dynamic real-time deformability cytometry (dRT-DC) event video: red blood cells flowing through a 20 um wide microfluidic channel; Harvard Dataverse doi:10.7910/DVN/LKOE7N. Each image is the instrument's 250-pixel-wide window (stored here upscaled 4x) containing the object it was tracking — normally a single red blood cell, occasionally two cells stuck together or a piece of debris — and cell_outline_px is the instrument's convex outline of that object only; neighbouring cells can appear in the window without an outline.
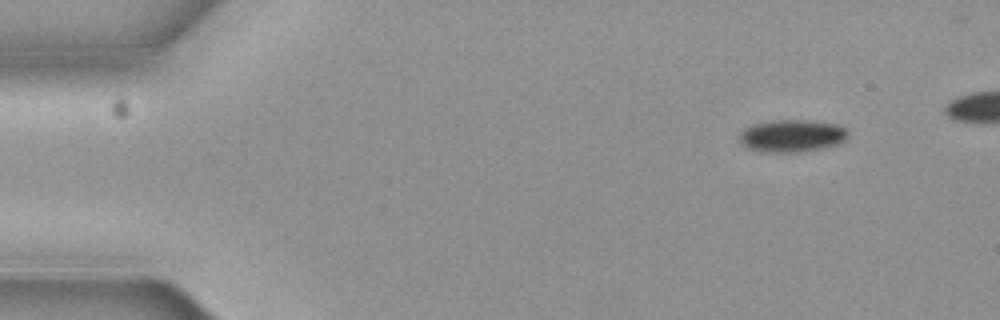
{"species": "common noctule bat (a hibernating species)", "species_latin": "Nyctalus noctula", "temperature_condition": "cold", "stored_images_in_passage": 5, "camera_frame_rate_fps": 3000, "um_per_image_px": 0.085, "animal": {"sex": "female", "body_mass_g": 19.3, "forearm_length_mm": 54.1}, "frame": {"image": 1, "passage_image": 1, "time_ms": 0.0, "image_size_px": [1000, 320], "cell_outline_px": [[848, 136], [844, 140], [836, 144], [796, 152], [764, 152], [748, 148], [740, 140], [740, 132], [744, 128], [756, 124], [776, 120], [804, 120], [836, 124], [844, 128], [848, 132]], "centroid_in_image_um": [67.29, 11.54], "position_along_channel_um": 17.7, "area_um2": 19.94}}